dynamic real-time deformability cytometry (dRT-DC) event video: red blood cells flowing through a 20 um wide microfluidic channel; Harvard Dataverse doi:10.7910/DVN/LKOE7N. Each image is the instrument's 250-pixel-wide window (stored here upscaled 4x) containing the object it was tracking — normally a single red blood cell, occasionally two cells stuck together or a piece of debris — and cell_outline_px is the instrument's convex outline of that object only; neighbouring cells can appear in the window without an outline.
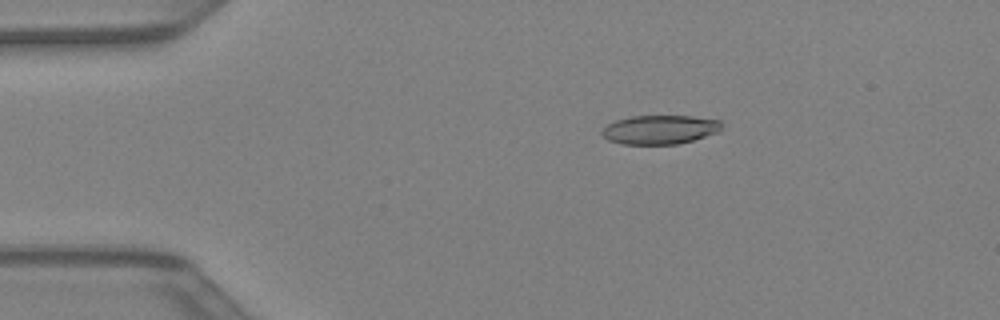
{"species": "Egyptian fruit bat (a non-hibernating species)", "species_latin": "Rousettus aegyptiacus", "temperature_condition": "warm", "stored_images_in_passage": 40, "camera_frame_rate_fps": 3000, "um_per_image_px": 0.085, "animal": {"sex": "female"}, "frame": {"image": 1, "passage_image": 5, "time_ms": 1.333, "image_size_px": [1000, 320], "cell_outline_px": [[720, 128], [716, 132], [692, 140], [676, 144], [624, 144], [608, 140], [600, 132], [608, 124], [616, 120], [632, 116], [692, 116], [720, 120]], "centroid_in_image_um": [56.05, 11.01], "position_along_channel_um": 29.0, "area_um2": 19.88}}
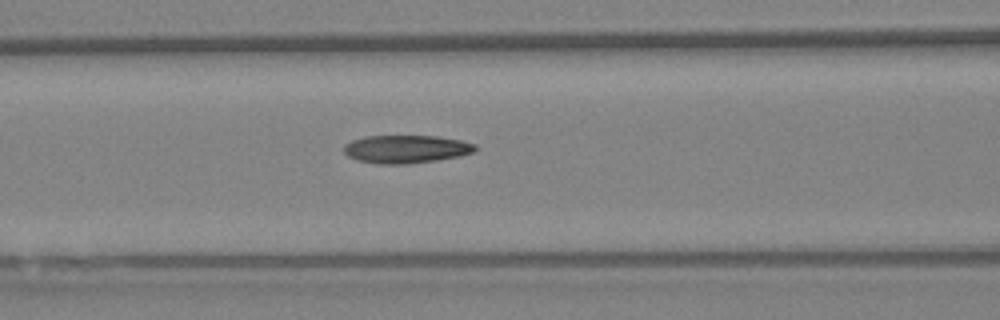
{"frame": {"image": 2, "passage_image": 15, "time_ms": 4.667, "image_size_px": [1000, 320], "cell_outline_px": [[476, 148], [472, 152], [460, 156], [404, 164], [380, 164], [360, 160], [348, 156], [344, 152], [344, 144], [352, 140], [364, 136], [436, 136], [460, 140], [476, 144]], "centroid_in_image_um": [34.49, 12.66], "position_along_channel_um": 132.1, "area_um2": 21.15}}
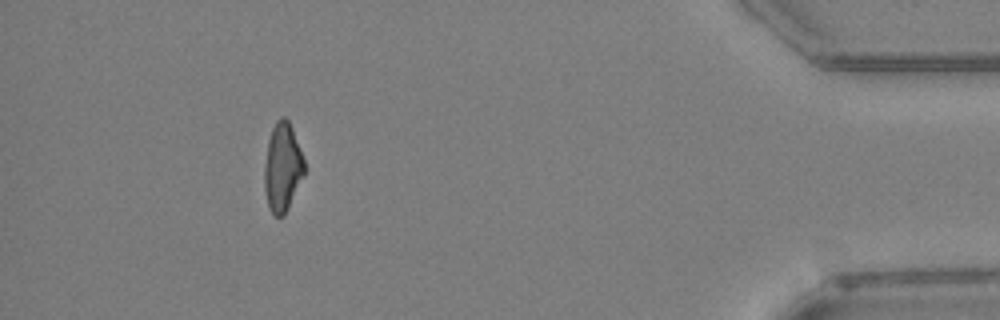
{"frame": {"image": 3, "passage_image": 36, "time_ms": 11.667, "image_size_px": [1000, 320], "cell_outline_px": [[304, 176], [284, 216], [276, 216], [272, 212], [268, 204], [264, 188], [264, 168], [268, 140], [272, 128], [276, 120], [280, 116], [284, 116], [288, 120], [292, 128], [304, 160]], "centroid_in_image_um": [24.01, 14.2], "position_along_channel_um": 411.2, "area_um2": 20.52}}